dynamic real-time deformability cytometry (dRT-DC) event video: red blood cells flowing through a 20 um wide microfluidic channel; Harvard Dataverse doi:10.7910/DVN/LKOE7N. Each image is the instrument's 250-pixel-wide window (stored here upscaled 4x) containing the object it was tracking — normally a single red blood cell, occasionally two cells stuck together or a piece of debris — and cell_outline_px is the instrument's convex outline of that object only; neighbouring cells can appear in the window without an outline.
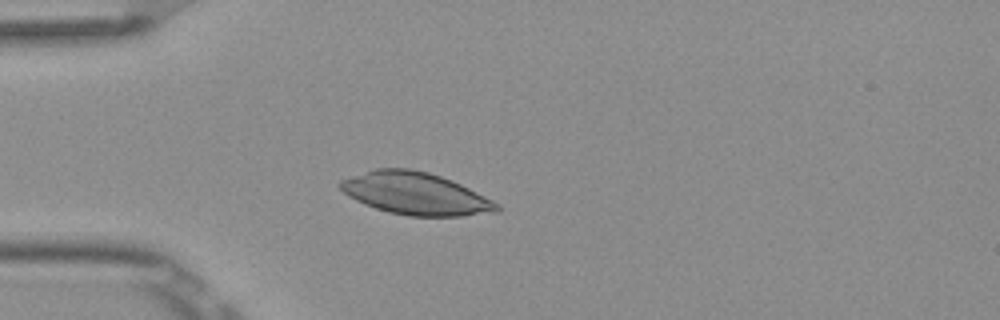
{"species": "Egyptian fruit bat (a non-hibernating species)", "species_latin": "Rousettus aegyptiacus", "temperature_condition": "room temperature", "stored_images_in_passage": 6, "camera_frame_rate_fps": 3000, "um_per_image_px": 0.085, "frame": {"image": 1, "passage_image": 4, "time_ms": 1.0, "image_size_px": [1000, 320], "cell_outline_px": [[500, 212], [460, 216], [408, 216], [388, 212], [364, 204], [348, 196], [336, 184], [340, 180], [376, 168], [412, 168], [428, 172], [452, 180], [500, 204]], "centroid_in_image_um": [35.31, 16.46], "position_along_channel_um": 49.7, "area_um2": 38.61}}
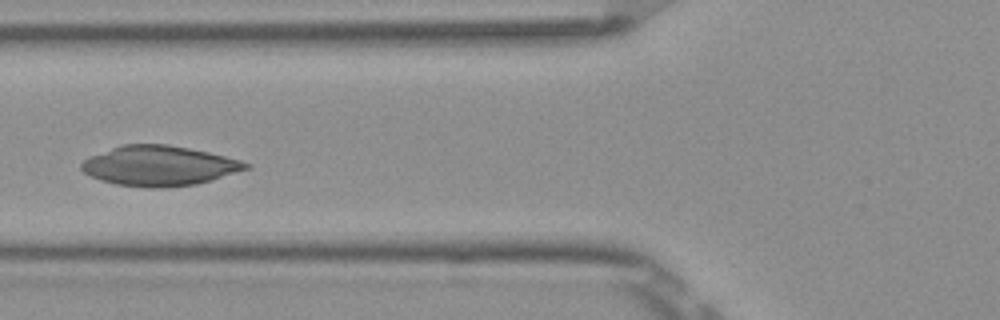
{"frame": {"image": 2, "passage_image": 6, "time_ms": 1.667, "image_size_px": [1000, 320], "cell_outline_px": [[252, 168], [212, 180], [196, 184], [164, 188], [148, 188], [116, 184], [100, 180], [84, 172], [80, 168], [80, 164], [88, 156], [120, 144], [168, 144], [208, 152], [240, 160], [252, 164]], "centroid_in_image_um": [13.53, 14.09], "position_along_channel_um": 112.3, "area_um2": 38.61}}